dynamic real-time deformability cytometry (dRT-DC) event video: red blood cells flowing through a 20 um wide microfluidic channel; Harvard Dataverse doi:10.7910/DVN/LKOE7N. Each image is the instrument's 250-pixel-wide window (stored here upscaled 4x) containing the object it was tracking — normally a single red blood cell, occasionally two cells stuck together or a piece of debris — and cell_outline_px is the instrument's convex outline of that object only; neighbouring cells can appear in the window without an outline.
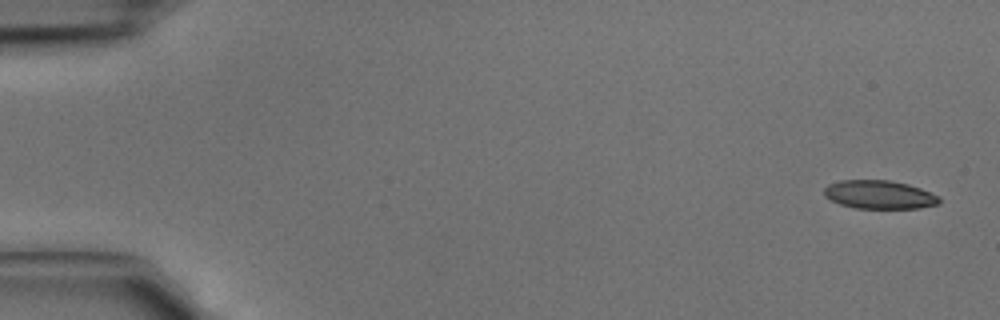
{"species": "common noctule bat (a hibernating species)", "species_latin": "Nyctalus noctula", "temperature_condition": "cold", "stored_images_in_passage": 4, "camera_frame_rate_fps": 3000, "um_per_image_px": 0.085, "animal": {"sex": "male", "body_mass_g": 15.6}, "frame": {"image": 1, "passage_image": 1, "time_ms": 0.0, "image_size_px": [1000, 320], "cell_outline_px": [[940, 204], [920, 208], [856, 208], [840, 204], [824, 196], [824, 188], [828, 184], [840, 180], [888, 180], [908, 184], [920, 188], [940, 196]], "centroid_in_image_um": [74.76, 16.54], "position_along_channel_um": 10.2, "area_um2": 19.13}}